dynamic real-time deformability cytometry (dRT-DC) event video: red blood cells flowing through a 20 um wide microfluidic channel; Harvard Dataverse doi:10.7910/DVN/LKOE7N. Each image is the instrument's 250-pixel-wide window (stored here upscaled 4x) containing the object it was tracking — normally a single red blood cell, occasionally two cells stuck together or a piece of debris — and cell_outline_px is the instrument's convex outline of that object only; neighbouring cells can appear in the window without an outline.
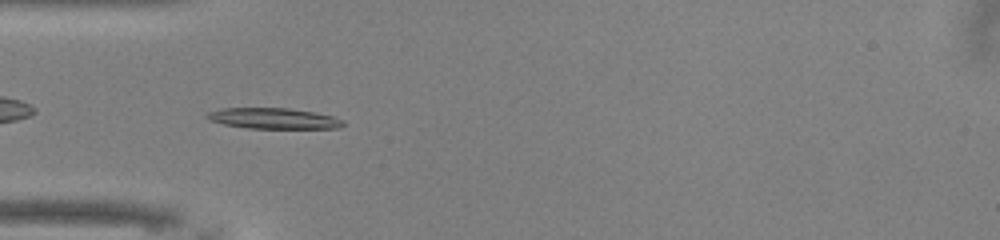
{"species": "common noctule bat (a hibernating species)", "species_latin": "Nyctalus noctula", "temperature_condition": "warm", "stored_images_in_passage": 37, "camera_frame_rate_fps": 3000, "um_per_image_px": 0.085, "animal": {"sex": "male", "body_mass_g": 13.0, "forearm_length_mm": 53.1}, "frame": {"image": 1, "passage_image": 2, "time_ms": 0.333, "image_size_px": [1000, 240], "cell_outline_px": [[344, 124], [340, 128], [248, 128], [224, 124], [208, 120], [204, 116], [208, 112], [220, 108], [288, 108], [316, 112], [332, 116], [344, 120]], "centroid_in_image_um": [23.24, 10.06], "position_along_channel_um": 61.8, "area_um2": 16.53}}
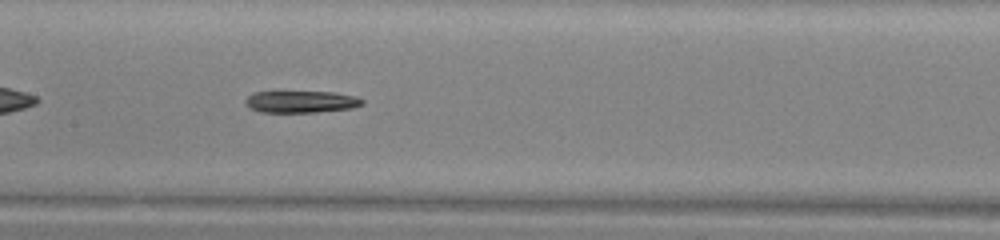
{"frame": {"image": 2, "passage_image": 11, "time_ms": 3.333, "image_size_px": [1000, 240], "cell_outline_px": [[364, 104], [352, 108], [316, 112], [260, 112], [248, 108], [244, 100], [252, 92], [332, 92], [352, 96], [364, 100]], "centroid_in_image_um": [25.54, 8.65], "position_along_channel_um": 181.9, "area_um2": 14.85}}
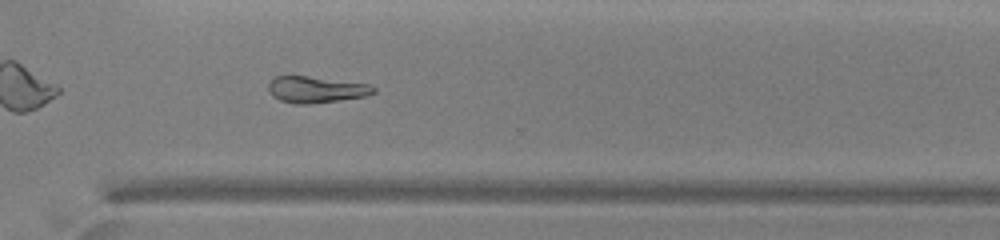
{"frame": {"image": 3, "passage_image": 23, "time_ms": 7.333, "image_size_px": [1000, 240], "cell_outline_px": [[376, 92], [364, 96], [340, 100], [308, 104], [296, 104], [280, 100], [272, 96], [268, 88], [268, 84], [276, 76], [308, 76], [368, 84], [376, 88]], "centroid_in_image_um": [26.85, 7.61], "position_along_channel_um": 343.7, "area_um2": 16.01}, "authors_computed_cell_mechanics": {"area_um2": 16.2996, "velocity_mm_per_s": 4.0525, "shape_relaxation_time_tau1_ms": 7.3239, "shape_relaxation_time_tau2_ms": null, "deformation_change_tau1": 0.2517, "deformation_change_tau2": null}}